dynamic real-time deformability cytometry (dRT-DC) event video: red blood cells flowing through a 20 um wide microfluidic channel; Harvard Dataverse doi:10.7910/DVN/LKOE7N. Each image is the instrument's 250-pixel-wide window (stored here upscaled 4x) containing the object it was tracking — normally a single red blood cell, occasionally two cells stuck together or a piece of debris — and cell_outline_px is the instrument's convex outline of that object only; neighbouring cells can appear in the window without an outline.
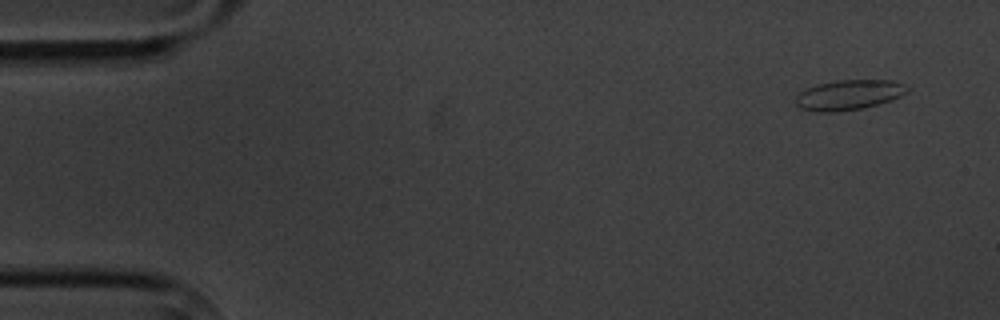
{"species": "common noctule bat (a hibernating species)", "species_latin": "Nyctalus noctula", "temperature_condition": "cold", "stored_images_in_passage": 6, "segment_of_instrument_passage": [2, 2], "camera_frame_rate_fps": 3000, "um_per_image_px": 0.085, "animal": {"sex": "male", "body_mass_g": 20.1, "forearm_length_mm": 53.5}, "frame": {"image": 1, "passage_image": 6, "time_ms": 6.667, "image_size_px": [1000, 320], "cell_outline_px": [[908, 92], [892, 100], [864, 108], [836, 112], [816, 112], [800, 108], [796, 104], [796, 96], [804, 88], [816, 84], [836, 80], [892, 80], [904, 84], [908, 88]], "centroid_in_image_um": [72.13, 8.06], "position_along_channel_um": 12.9, "area_um2": 19.77}}